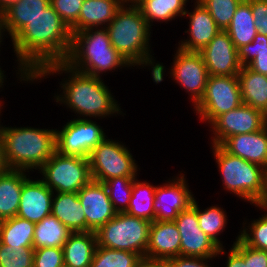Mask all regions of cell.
<instances>
[{"label": "cell", "mask_w": 267, "mask_h": 267, "mask_svg": "<svg viewBox=\"0 0 267 267\" xmlns=\"http://www.w3.org/2000/svg\"><path fill=\"white\" fill-rule=\"evenodd\" d=\"M72 32L49 5L11 40L20 82L32 79L47 65L65 62L72 46Z\"/></svg>", "instance_id": "1"}, {"label": "cell", "mask_w": 267, "mask_h": 267, "mask_svg": "<svg viewBox=\"0 0 267 267\" xmlns=\"http://www.w3.org/2000/svg\"><path fill=\"white\" fill-rule=\"evenodd\" d=\"M54 74H65L66 76L59 82L62 92L54 95L55 101L60 105H66V109L70 108L71 112L78 115V119H88V117L96 119L98 117L102 120V118L123 114L121 111L123 109L114 99L102 78L73 70L65 62L47 65L32 79V83L41 81L42 78L46 79L45 77L49 78L50 75L54 76Z\"/></svg>", "instance_id": "2"}, {"label": "cell", "mask_w": 267, "mask_h": 267, "mask_svg": "<svg viewBox=\"0 0 267 267\" xmlns=\"http://www.w3.org/2000/svg\"><path fill=\"white\" fill-rule=\"evenodd\" d=\"M151 28L139 6L130 2H124L106 26L111 45L116 51L133 67L150 66L153 82L159 84L164 80L166 67L161 62L156 63L151 54Z\"/></svg>", "instance_id": "3"}, {"label": "cell", "mask_w": 267, "mask_h": 267, "mask_svg": "<svg viewBox=\"0 0 267 267\" xmlns=\"http://www.w3.org/2000/svg\"><path fill=\"white\" fill-rule=\"evenodd\" d=\"M56 129L2 126L1 141L8 169L39 170L56 152Z\"/></svg>", "instance_id": "4"}, {"label": "cell", "mask_w": 267, "mask_h": 267, "mask_svg": "<svg viewBox=\"0 0 267 267\" xmlns=\"http://www.w3.org/2000/svg\"><path fill=\"white\" fill-rule=\"evenodd\" d=\"M65 63L73 70L97 78H102L101 74L108 71L132 68L111 45L106 28H89L74 33Z\"/></svg>", "instance_id": "5"}, {"label": "cell", "mask_w": 267, "mask_h": 267, "mask_svg": "<svg viewBox=\"0 0 267 267\" xmlns=\"http://www.w3.org/2000/svg\"><path fill=\"white\" fill-rule=\"evenodd\" d=\"M217 163L223 190L253 205L267 204V170L228 153L221 145H210Z\"/></svg>", "instance_id": "6"}, {"label": "cell", "mask_w": 267, "mask_h": 267, "mask_svg": "<svg viewBox=\"0 0 267 267\" xmlns=\"http://www.w3.org/2000/svg\"><path fill=\"white\" fill-rule=\"evenodd\" d=\"M151 222L143 218L117 213L96 232L97 246L125 250L145 258Z\"/></svg>", "instance_id": "7"}, {"label": "cell", "mask_w": 267, "mask_h": 267, "mask_svg": "<svg viewBox=\"0 0 267 267\" xmlns=\"http://www.w3.org/2000/svg\"><path fill=\"white\" fill-rule=\"evenodd\" d=\"M40 178L54 193H77L92 180L89 158L55 152L38 170Z\"/></svg>", "instance_id": "8"}, {"label": "cell", "mask_w": 267, "mask_h": 267, "mask_svg": "<svg viewBox=\"0 0 267 267\" xmlns=\"http://www.w3.org/2000/svg\"><path fill=\"white\" fill-rule=\"evenodd\" d=\"M135 162L125 144L106 137L89 156L92 180L104 183L114 177H137L140 168Z\"/></svg>", "instance_id": "9"}, {"label": "cell", "mask_w": 267, "mask_h": 267, "mask_svg": "<svg viewBox=\"0 0 267 267\" xmlns=\"http://www.w3.org/2000/svg\"><path fill=\"white\" fill-rule=\"evenodd\" d=\"M242 104L237 76L210 75L201 100L194 106L200 121L211 124L218 116ZM202 119V120H201Z\"/></svg>", "instance_id": "10"}, {"label": "cell", "mask_w": 267, "mask_h": 267, "mask_svg": "<svg viewBox=\"0 0 267 267\" xmlns=\"http://www.w3.org/2000/svg\"><path fill=\"white\" fill-rule=\"evenodd\" d=\"M102 128L89 118L71 119L61 130H55L56 151L63 155L89 158L91 151L107 137Z\"/></svg>", "instance_id": "11"}, {"label": "cell", "mask_w": 267, "mask_h": 267, "mask_svg": "<svg viewBox=\"0 0 267 267\" xmlns=\"http://www.w3.org/2000/svg\"><path fill=\"white\" fill-rule=\"evenodd\" d=\"M173 221L181 238L180 256L216 259L221 254H228L224 247L220 248L199 227L195 198L192 204L187 209L180 211Z\"/></svg>", "instance_id": "12"}, {"label": "cell", "mask_w": 267, "mask_h": 267, "mask_svg": "<svg viewBox=\"0 0 267 267\" xmlns=\"http://www.w3.org/2000/svg\"><path fill=\"white\" fill-rule=\"evenodd\" d=\"M174 54L170 77L189 94L194 107L201 100L209 77L205 62L196 51L178 48Z\"/></svg>", "instance_id": "13"}, {"label": "cell", "mask_w": 267, "mask_h": 267, "mask_svg": "<svg viewBox=\"0 0 267 267\" xmlns=\"http://www.w3.org/2000/svg\"><path fill=\"white\" fill-rule=\"evenodd\" d=\"M267 124V116L249 105L239 107L221 114L209 126L213 133L212 145H221L228 137L257 132Z\"/></svg>", "instance_id": "14"}, {"label": "cell", "mask_w": 267, "mask_h": 267, "mask_svg": "<svg viewBox=\"0 0 267 267\" xmlns=\"http://www.w3.org/2000/svg\"><path fill=\"white\" fill-rule=\"evenodd\" d=\"M179 176V177H178ZM182 172L163 185H156L153 209L156 221H173L178 213L187 209L194 200Z\"/></svg>", "instance_id": "15"}, {"label": "cell", "mask_w": 267, "mask_h": 267, "mask_svg": "<svg viewBox=\"0 0 267 267\" xmlns=\"http://www.w3.org/2000/svg\"><path fill=\"white\" fill-rule=\"evenodd\" d=\"M199 53L209 76H237L242 68L238 51L225 30H221Z\"/></svg>", "instance_id": "16"}, {"label": "cell", "mask_w": 267, "mask_h": 267, "mask_svg": "<svg viewBox=\"0 0 267 267\" xmlns=\"http://www.w3.org/2000/svg\"><path fill=\"white\" fill-rule=\"evenodd\" d=\"M77 195L86 218V232H96L117 214L103 182L91 180Z\"/></svg>", "instance_id": "17"}, {"label": "cell", "mask_w": 267, "mask_h": 267, "mask_svg": "<svg viewBox=\"0 0 267 267\" xmlns=\"http://www.w3.org/2000/svg\"><path fill=\"white\" fill-rule=\"evenodd\" d=\"M31 178V179H30ZM54 192L40 179L29 177L22 187L16 216L38 223L51 215Z\"/></svg>", "instance_id": "18"}, {"label": "cell", "mask_w": 267, "mask_h": 267, "mask_svg": "<svg viewBox=\"0 0 267 267\" xmlns=\"http://www.w3.org/2000/svg\"><path fill=\"white\" fill-rule=\"evenodd\" d=\"M194 10L186 9L183 17H189L188 29L185 30L189 36L179 41L178 47L185 51L199 52L221 31L213 20L208 10L198 1H194ZM181 42V43H180Z\"/></svg>", "instance_id": "19"}, {"label": "cell", "mask_w": 267, "mask_h": 267, "mask_svg": "<svg viewBox=\"0 0 267 267\" xmlns=\"http://www.w3.org/2000/svg\"><path fill=\"white\" fill-rule=\"evenodd\" d=\"M180 234L174 221H153L145 258L164 260L180 256Z\"/></svg>", "instance_id": "20"}, {"label": "cell", "mask_w": 267, "mask_h": 267, "mask_svg": "<svg viewBox=\"0 0 267 267\" xmlns=\"http://www.w3.org/2000/svg\"><path fill=\"white\" fill-rule=\"evenodd\" d=\"M221 146L228 153L267 170V124L257 132L228 137Z\"/></svg>", "instance_id": "21"}, {"label": "cell", "mask_w": 267, "mask_h": 267, "mask_svg": "<svg viewBox=\"0 0 267 267\" xmlns=\"http://www.w3.org/2000/svg\"><path fill=\"white\" fill-rule=\"evenodd\" d=\"M125 0H84L72 35L89 28H106Z\"/></svg>", "instance_id": "22"}, {"label": "cell", "mask_w": 267, "mask_h": 267, "mask_svg": "<svg viewBox=\"0 0 267 267\" xmlns=\"http://www.w3.org/2000/svg\"><path fill=\"white\" fill-rule=\"evenodd\" d=\"M27 172L7 169L0 174V218L2 220L17 215L23 183L29 178Z\"/></svg>", "instance_id": "23"}, {"label": "cell", "mask_w": 267, "mask_h": 267, "mask_svg": "<svg viewBox=\"0 0 267 267\" xmlns=\"http://www.w3.org/2000/svg\"><path fill=\"white\" fill-rule=\"evenodd\" d=\"M51 214L72 232H86V218L77 193L55 192Z\"/></svg>", "instance_id": "24"}, {"label": "cell", "mask_w": 267, "mask_h": 267, "mask_svg": "<svg viewBox=\"0 0 267 267\" xmlns=\"http://www.w3.org/2000/svg\"><path fill=\"white\" fill-rule=\"evenodd\" d=\"M50 5V0H19L1 13L5 32L12 40L33 18Z\"/></svg>", "instance_id": "25"}, {"label": "cell", "mask_w": 267, "mask_h": 267, "mask_svg": "<svg viewBox=\"0 0 267 267\" xmlns=\"http://www.w3.org/2000/svg\"><path fill=\"white\" fill-rule=\"evenodd\" d=\"M242 103L262 111L267 116V76L242 67L237 75Z\"/></svg>", "instance_id": "26"}, {"label": "cell", "mask_w": 267, "mask_h": 267, "mask_svg": "<svg viewBox=\"0 0 267 267\" xmlns=\"http://www.w3.org/2000/svg\"><path fill=\"white\" fill-rule=\"evenodd\" d=\"M96 248L95 232H73L63 246L64 264L91 267Z\"/></svg>", "instance_id": "27"}, {"label": "cell", "mask_w": 267, "mask_h": 267, "mask_svg": "<svg viewBox=\"0 0 267 267\" xmlns=\"http://www.w3.org/2000/svg\"><path fill=\"white\" fill-rule=\"evenodd\" d=\"M187 2L189 3V0H139L136 4L151 27L155 21L168 23L175 18H182Z\"/></svg>", "instance_id": "28"}, {"label": "cell", "mask_w": 267, "mask_h": 267, "mask_svg": "<svg viewBox=\"0 0 267 267\" xmlns=\"http://www.w3.org/2000/svg\"><path fill=\"white\" fill-rule=\"evenodd\" d=\"M73 232L52 214L35 223L33 248H63Z\"/></svg>", "instance_id": "29"}, {"label": "cell", "mask_w": 267, "mask_h": 267, "mask_svg": "<svg viewBox=\"0 0 267 267\" xmlns=\"http://www.w3.org/2000/svg\"><path fill=\"white\" fill-rule=\"evenodd\" d=\"M225 31L229 34L236 49L253 42L258 32L251 6L246 0H243L237 7L231 23Z\"/></svg>", "instance_id": "30"}, {"label": "cell", "mask_w": 267, "mask_h": 267, "mask_svg": "<svg viewBox=\"0 0 267 267\" xmlns=\"http://www.w3.org/2000/svg\"><path fill=\"white\" fill-rule=\"evenodd\" d=\"M35 223L19 216L3 220L0 242L15 247H33Z\"/></svg>", "instance_id": "31"}, {"label": "cell", "mask_w": 267, "mask_h": 267, "mask_svg": "<svg viewBox=\"0 0 267 267\" xmlns=\"http://www.w3.org/2000/svg\"><path fill=\"white\" fill-rule=\"evenodd\" d=\"M137 179V177L134 179L130 204L125 213L153 222L155 221L153 205L156 185Z\"/></svg>", "instance_id": "32"}, {"label": "cell", "mask_w": 267, "mask_h": 267, "mask_svg": "<svg viewBox=\"0 0 267 267\" xmlns=\"http://www.w3.org/2000/svg\"><path fill=\"white\" fill-rule=\"evenodd\" d=\"M242 67L267 76V36L257 33L253 42L237 49Z\"/></svg>", "instance_id": "33"}, {"label": "cell", "mask_w": 267, "mask_h": 267, "mask_svg": "<svg viewBox=\"0 0 267 267\" xmlns=\"http://www.w3.org/2000/svg\"><path fill=\"white\" fill-rule=\"evenodd\" d=\"M196 212L199 221V227L207 234L220 248L225 247L220 241L219 234L223 233L227 225L226 210L221 206H210L203 210L199 208L196 201Z\"/></svg>", "instance_id": "34"}, {"label": "cell", "mask_w": 267, "mask_h": 267, "mask_svg": "<svg viewBox=\"0 0 267 267\" xmlns=\"http://www.w3.org/2000/svg\"><path fill=\"white\" fill-rule=\"evenodd\" d=\"M142 257L130 251L97 246L91 267H135Z\"/></svg>", "instance_id": "35"}, {"label": "cell", "mask_w": 267, "mask_h": 267, "mask_svg": "<svg viewBox=\"0 0 267 267\" xmlns=\"http://www.w3.org/2000/svg\"><path fill=\"white\" fill-rule=\"evenodd\" d=\"M135 178L121 176L111 178L104 182L109 199L117 213H125L128 210Z\"/></svg>", "instance_id": "36"}, {"label": "cell", "mask_w": 267, "mask_h": 267, "mask_svg": "<svg viewBox=\"0 0 267 267\" xmlns=\"http://www.w3.org/2000/svg\"><path fill=\"white\" fill-rule=\"evenodd\" d=\"M261 210L267 212V204L256 205ZM239 232V239L247 246L259 250L267 251V214H263L262 217L255 219L248 223Z\"/></svg>", "instance_id": "37"}, {"label": "cell", "mask_w": 267, "mask_h": 267, "mask_svg": "<svg viewBox=\"0 0 267 267\" xmlns=\"http://www.w3.org/2000/svg\"><path fill=\"white\" fill-rule=\"evenodd\" d=\"M210 13L221 30H226L237 7L243 0H198Z\"/></svg>", "instance_id": "38"}, {"label": "cell", "mask_w": 267, "mask_h": 267, "mask_svg": "<svg viewBox=\"0 0 267 267\" xmlns=\"http://www.w3.org/2000/svg\"><path fill=\"white\" fill-rule=\"evenodd\" d=\"M33 247H15L0 242V267H33Z\"/></svg>", "instance_id": "39"}, {"label": "cell", "mask_w": 267, "mask_h": 267, "mask_svg": "<svg viewBox=\"0 0 267 267\" xmlns=\"http://www.w3.org/2000/svg\"><path fill=\"white\" fill-rule=\"evenodd\" d=\"M84 0H50V5L71 28L77 21Z\"/></svg>", "instance_id": "40"}, {"label": "cell", "mask_w": 267, "mask_h": 267, "mask_svg": "<svg viewBox=\"0 0 267 267\" xmlns=\"http://www.w3.org/2000/svg\"><path fill=\"white\" fill-rule=\"evenodd\" d=\"M64 265L63 248L45 247L34 250L33 267H61Z\"/></svg>", "instance_id": "41"}, {"label": "cell", "mask_w": 267, "mask_h": 267, "mask_svg": "<svg viewBox=\"0 0 267 267\" xmlns=\"http://www.w3.org/2000/svg\"><path fill=\"white\" fill-rule=\"evenodd\" d=\"M231 246L225 267H248V246L239 239V236Z\"/></svg>", "instance_id": "42"}, {"label": "cell", "mask_w": 267, "mask_h": 267, "mask_svg": "<svg viewBox=\"0 0 267 267\" xmlns=\"http://www.w3.org/2000/svg\"><path fill=\"white\" fill-rule=\"evenodd\" d=\"M253 14L257 32L267 36V3L264 0H246Z\"/></svg>", "instance_id": "43"}, {"label": "cell", "mask_w": 267, "mask_h": 267, "mask_svg": "<svg viewBox=\"0 0 267 267\" xmlns=\"http://www.w3.org/2000/svg\"><path fill=\"white\" fill-rule=\"evenodd\" d=\"M214 258H199V257H186V256H176L174 258L168 259V267H211L210 260L213 261Z\"/></svg>", "instance_id": "44"}, {"label": "cell", "mask_w": 267, "mask_h": 267, "mask_svg": "<svg viewBox=\"0 0 267 267\" xmlns=\"http://www.w3.org/2000/svg\"><path fill=\"white\" fill-rule=\"evenodd\" d=\"M248 267H267V251L248 246Z\"/></svg>", "instance_id": "45"}, {"label": "cell", "mask_w": 267, "mask_h": 267, "mask_svg": "<svg viewBox=\"0 0 267 267\" xmlns=\"http://www.w3.org/2000/svg\"><path fill=\"white\" fill-rule=\"evenodd\" d=\"M135 267H168L164 260L141 258Z\"/></svg>", "instance_id": "46"}, {"label": "cell", "mask_w": 267, "mask_h": 267, "mask_svg": "<svg viewBox=\"0 0 267 267\" xmlns=\"http://www.w3.org/2000/svg\"><path fill=\"white\" fill-rule=\"evenodd\" d=\"M8 169L5 159H4V151H3V144L0 141V174L5 172Z\"/></svg>", "instance_id": "47"}, {"label": "cell", "mask_w": 267, "mask_h": 267, "mask_svg": "<svg viewBox=\"0 0 267 267\" xmlns=\"http://www.w3.org/2000/svg\"><path fill=\"white\" fill-rule=\"evenodd\" d=\"M5 35V28L3 27V22H2V17H1V14H0V47H1V43L3 40H4V35ZM1 51V50H0ZM4 70L1 69V66H0V74L6 79V75H4Z\"/></svg>", "instance_id": "48"}, {"label": "cell", "mask_w": 267, "mask_h": 267, "mask_svg": "<svg viewBox=\"0 0 267 267\" xmlns=\"http://www.w3.org/2000/svg\"><path fill=\"white\" fill-rule=\"evenodd\" d=\"M19 0H0V14L6 10L13 3L18 2Z\"/></svg>", "instance_id": "49"}, {"label": "cell", "mask_w": 267, "mask_h": 267, "mask_svg": "<svg viewBox=\"0 0 267 267\" xmlns=\"http://www.w3.org/2000/svg\"><path fill=\"white\" fill-rule=\"evenodd\" d=\"M3 101L0 100V114H1V110H2V104ZM1 134H2V124H1V121H0V141H1Z\"/></svg>", "instance_id": "50"}, {"label": "cell", "mask_w": 267, "mask_h": 267, "mask_svg": "<svg viewBox=\"0 0 267 267\" xmlns=\"http://www.w3.org/2000/svg\"><path fill=\"white\" fill-rule=\"evenodd\" d=\"M5 80L6 79H4V77L0 74V88H2V89L4 87V84L3 83H5Z\"/></svg>", "instance_id": "51"}, {"label": "cell", "mask_w": 267, "mask_h": 267, "mask_svg": "<svg viewBox=\"0 0 267 267\" xmlns=\"http://www.w3.org/2000/svg\"><path fill=\"white\" fill-rule=\"evenodd\" d=\"M139 0H125V2L137 3Z\"/></svg>", "instance_id": "52"}, {"label": "cell", "mask_w": 267, "mask_h": 267, "mask_svg": "<svg viewBox=\"0 0 267 267\" xmlns=\"http://www.w3.org/2000/svg\"><path fill=\"white\" fill-rule=\"evenodd\" d=\"M2 222H3V220L0 218V229H1Z\"/></svg>", "instance_id": "53"}]
</instances>
